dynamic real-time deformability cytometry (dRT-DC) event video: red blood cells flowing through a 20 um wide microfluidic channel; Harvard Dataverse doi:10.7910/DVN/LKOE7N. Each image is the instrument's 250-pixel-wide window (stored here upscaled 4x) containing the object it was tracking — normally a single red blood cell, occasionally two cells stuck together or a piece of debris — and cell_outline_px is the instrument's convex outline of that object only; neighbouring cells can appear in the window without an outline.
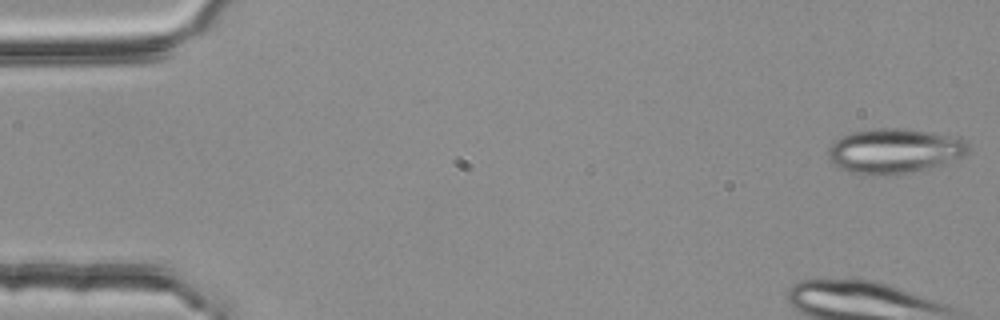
{"species": "common noctule bat (a hibernating species)", "species_latin": "Nyctalus noctula", "temperature_condition": "room temperature", "stored_images_in_passage": 4, "camera_frame_rate_fps": 3000, "um_per_image_px": 0.085, "animal": {"sex": "female", "body_mass_g": 25.1}, "frame": {"image": 1, "passage_image": 1, "time_ms": 0.0, "image_size_px": [1000, 320], "cell_outline_px": [[968, 152], [964, 156], [912, 172], [884, 176], [872, 176], [852, 172], [840, 168], [828, 160], [828, 148], [836, 140], [852, 132], [876, 128], [904, 128], [960, 136], [968, 140]], "centroid_in_image_um": [76.03, 12.82], "position_along_channel_um": 9.0, "area_um2": 36.76}}